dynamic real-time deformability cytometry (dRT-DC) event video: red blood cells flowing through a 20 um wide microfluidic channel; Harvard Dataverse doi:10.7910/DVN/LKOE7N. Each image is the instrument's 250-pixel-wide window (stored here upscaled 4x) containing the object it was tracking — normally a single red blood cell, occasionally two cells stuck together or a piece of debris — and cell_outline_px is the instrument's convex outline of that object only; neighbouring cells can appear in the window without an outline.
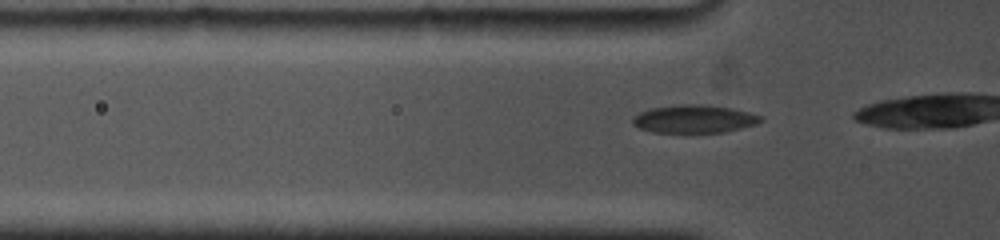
{"species": "common noctule bat (a hibernating species)", "species_latin": "Nyctalus noctula", "temperature_condition": "cold", "stored_images_in_passage": 34, "camera_frame_rate_fps": 5000, "um_per_image_px": 0.085, "animal": {"sex": "female", "body_mass_g": 19.0, "forearm_length_mm": 53.3}, "frame": {"image": 1, "passage_image": 3, "time_ms": 0.4, "image_size_px": [1000, 240], "cell_outline_px": [[764, 120], [756, 124], [724, 132], [652, 132], [640, 128], [632, 124], [632, 116], [648, 108], [680, 104], [708, 104], [732, 108], [764, 116]], "centroid_in_image_um": [59.0, 10.09], "position_along_channel_um": 66.8, "area_um2": 21.1}}
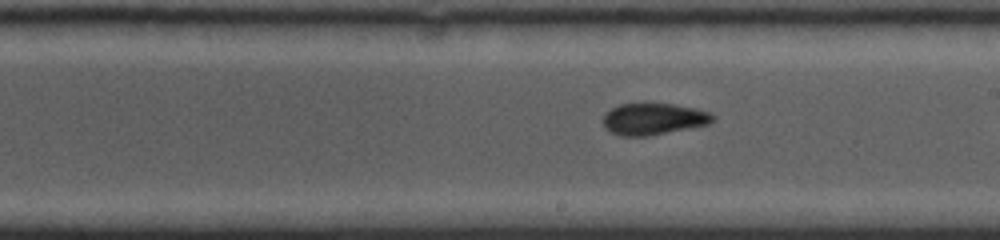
{"frame": {"image": 2, "passage_image": 17, "time_ms": 4.8, "image_size_px": [1000, 240], "cell_outline_px": [[716, 120], [708, 124], [648, 136], [620, 136], [608, 132], [604, 128], [600, 120], [604, 112], [620, 104], [672, 104], [696, 108], [712, 112], [716, 116]], "centroid_in_image_um": [55.51, 10.12], "position_along_channel_um": 233.5, "area_um2": 20.58}}
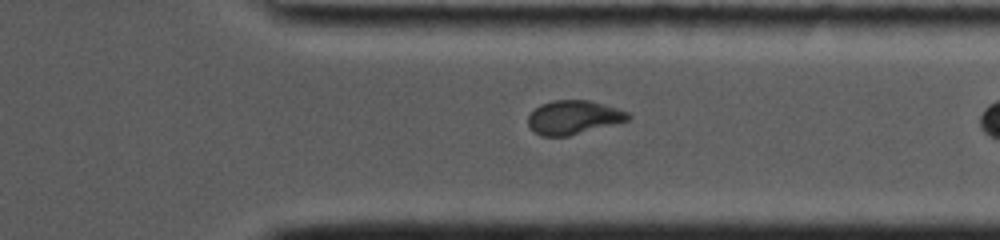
{"frame": {"image": 3, "passage_image": 31, "time_ms": 8.2, "image_size_px": [1000, 240], "cell_outline_px": [[632, 116], [628, 120], [568, 136], [540, 136], [528, 124], [528, 116], [540, 104], [552, 100], [588, 100], [604, 104], [628, 112]], "centroid_in_image_um": [48.74, 9.96], "position_along_channel_um": 362.7, "area_um2": 19.48}}